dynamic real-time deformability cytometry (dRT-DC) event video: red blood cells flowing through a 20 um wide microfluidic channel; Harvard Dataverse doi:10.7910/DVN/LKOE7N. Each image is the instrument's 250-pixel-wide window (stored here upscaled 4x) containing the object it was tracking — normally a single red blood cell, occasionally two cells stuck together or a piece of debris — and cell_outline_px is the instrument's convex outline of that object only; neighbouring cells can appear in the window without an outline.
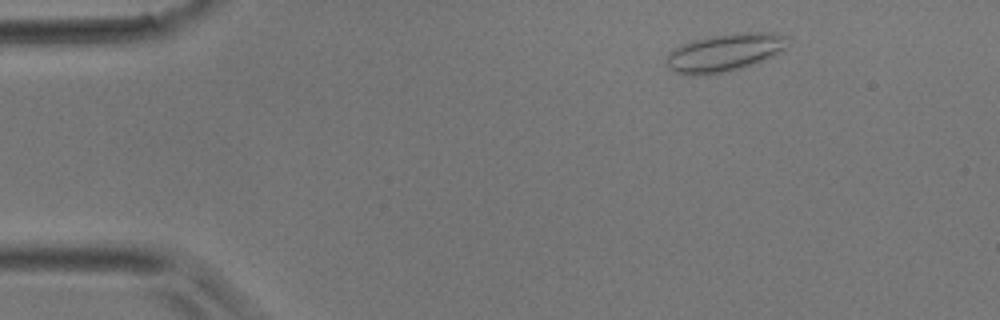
{"species": "common noctule bat (a hibernating species)", "species_latin": "Nyctalus noctula", "temperature_condition": "room temperature", "stored_images_in_passage": 6, "camera_frame_rate_fps": 3000, "um_per_image_px": 0.085, "animal": {"sex": "male", "body_mass_g": 17.9}, "frame": {"image": 1, "passage_image": 3, "time_ms": 0.667, "image_size_px": [1000, 320], "cell_outline_px": [[792, 40], [780, 52], [772, 56], [752, 64], [740, 68], [708, 76], [688, 76], [676, 72], [668, 68], [664, 60], [668, 52], [680, 44], [692, 40], [716, 36], [744, 32], [772, 32], [792, 36]], "centroid_in_image_um": [61.58, 4.47], "position_along_channel_um": 23.4, "area_um2": 27.17}}